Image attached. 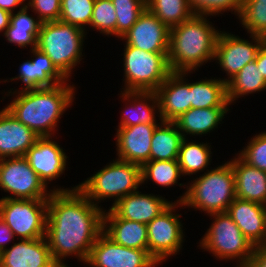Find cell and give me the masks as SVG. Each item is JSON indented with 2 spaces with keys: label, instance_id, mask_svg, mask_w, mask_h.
<instances>
[{
  "label": "cell",
  "instance_id": "cell-16",
  "mask_svg": "<svg viewBox=\"0 0 266 267\" xmlns=\"http://www.w3.org/2000/svg\"><path fill=\"white\" fill-rule=\"evenodd\" d=\"M24 157L46 186L66 168L67 156L60 145L52 141V136L39 137Z\"/></svg>",
  "mask_w": 266,
  "mask_h": 267
},
{
  "label": "cell",
  "instance_id": "cell-23",
  "mask_svg": "<svg viewBox=\"0 0 266 267\" xmlns=\"http://www.w3.org/2000/svg\"><path fill=\"white\" fill-rule=\"evenodd\" d=\"M103 232L119 245L148 249L147 224L119 218L111 209L104 212Z\"/></svg>",
  "mask_w": 266,
  "mask_h": 267
},
{
  "label": "cell",
  "instance_id": "cell-2",
  "mask_svg": "<svg viewBox=\"0 0 266 267\" xmlns=\"http://www.w3.org/2000/svg\"><path fill=\"white\" fill-rule=\"evenodd\" d=\"M66 83L55 87L22 89L5 108L39 137H51L60 116L73 102L74 89Z\"/></svg>",
  "mask_w": 266,
  "mask_h": 267
},
{
  "label": "cell",
  "instance_id": "cell-36",
  "mask_svg": "<svg viewBox=\"0 0 266 267\" xmlns=\"http://www.w3.org/2000/svg\"><path fill=\"white\" fill-rule=\"evenodd\" d=\"M94 3L95 0H61L59 21L85 30L84 26H90Z\"/></svg>",
  "mask_w": 266,
  "mask_h": 267
},
{
  "label": "cell",
  "instance_id": "cell-28",
  "mask_svg": "<svg viewBox=\"0 0 266 267\" xmlns=\"http://www.w3.org/2000/svg\"><path fill=\"white\" fill-rule=\"evenodd\" d=\"M30 8L25 4L21 6L17 13H12L10 16L9 27L4 31V36L9 43L18 45L19 47L32 46L36 48L37 37L39 34L41 21L28 15Z\"/></svg>",
  "mask_w": 266,
  "mask_h": 267
},
{
  "label": "cell",
  "instance_id": "cell-13",
  "mask_svg": "<svg viewBox=\"0 0 266 267\" xmlns=\"http://www.w3.org/2000/svg\"><path fill=\"white\" fill-rule=\"evenodd\" d=\"M254 41L240 39L230 33L221 32L218 35L214 59L218 61L222 70H225L228 82L235 76L247 63L256 59L257 53L262 46L261 38L257 35H250ZM230 76V77H229Z\"/></svg>",
  "mask_w": 266,
  "mask_h": 267
},
{
  "label": "cell",
  "instance_id": "cell-40",
  "mask_svg": "<svg viewBox=\"0 0 266 267\" xmlns=\"http://www.w3.org/2000/svg\"><path fill=\"white\" fill-rule=\"evenodd\" d=\"M28 4V5H27ZM26 6L33 8L37 19L43 22L59 21L61 0H29Z\"/></svg>",
  "mask_w": 266,
  "mask_h": 267
},
{
  "label": "cell",
  "instance_id": "cell-48",
  "mask_svg": "<svg viewBox=\"0 0 266 267\" xmlns=\"http://www.w3.org/2000/svg\"><path fill=\"white\" fill-rule=\"evenodd\" d=\"M261 246L266 247V233H265V239H264L263 243L261 244Z\"/></svg>",
  "mask_w": 266,
  "mask_h": 267
},
{
  "label": "cell",
  "instance_id": "cell-21",
  "mask_svg": "<svg viewBox=\"0 0 266 267\" xmlns=\"http://www.w3.org/2000/svg\"><path fill=\"white\" fill-rule=\"evenodd\" d=\"M227 213L254 246L263 243L266 233L265 205L235 198L229 205Z\"/></svg>",
  "mask_w": 266,
  "mask_h": 267
},
{
  "label": "cell",
  "instance_id": "cell-25",
  "mask_svg": "<svg viewBox=\"0 0 266 267\" xmlns=\"http://www.w3.org/2000/svg\"><path fill=\"white\" fill-rule=\"evenodd\" d=\"M229 110L228 107L190 108L173 122L184 138L188 134H208L218 126Z\"/></svg>",
  "mask_w": 266,
  "mask_h": 267
},
{
  "label": "cell",
  "instance_id": "cell-22",
  "mask_svg": "<svg viewBox=\"0 0 266 267\" xmlns=\"http://www.w3.org/2000/svg\"><path fill=\"white\" fill-rule=\"evenodd\" d=\"M36 59L27 60L20 65L18 77L10 80H21L26 85L23 89L55 87L68 79L56 68L48 55L37 48L32 49Z\"/></svg>",
  "mask_w": 266,
  "mask_h": 267
},
{
  "label": "cell",
  "instance_id": "cell-17",
  "mask_svg": "<svg viewBox=\"0 0 266 267\" xmlns=\"http://www.w3.org/2000/svg\"><path fill=\"white\" fill-rule=\"evenodd\" d=\"M187 73L172 72L155 91L160 121L173 122L191 108L190 83L184 81Z\"/></svg>",
  "mask_w": 266,
  "mask_h": 267
},
{
  "label": "cell",
  "instance_id": "cell-30",
  "mask_svg": "<svg viewBox=\"0 0 266 267\" xmlns=\"http://www.w3.org/2000/svg\"><path fill=\"white\" fill-rule=\"evenodd\" d=\"M229 104L236 98L266 89V80L256 65V61L247 63L226 83Z\"/></svg>",
  "mask_w": 266,
  "mask_h": 267
},
{
  "label": "cell",
  "instance_id": "cell-39",
  "mask_svg": "<svg viewBox=\"0 0 266 267\" xmlns=\"http://www.w3.org/2000/svg\"><path fill=\"white\" fill-rule=\"evenodd\" d=\"M237 155L250 166L266 171V132L252 137L246 148Z\"/></svg>",
  "mask_w": 266,
  "mask_h": 267
},
{
  "label": "cell",
  "instance_id": "cell-6",
  "mask_svg": "<svg viewBox=\"0 0 266 267\" xmlns=\"http://www.w3.org/2000/svg\"><path fill=\"white\" fill-rule=\"evenodd\" d=\"M141 184V166L113 160L109 165L87 178L78 188L95 205L100 200L114 198L116 203L119 199L137 191ZM98 201V202H97Z\"/></svg>",
  "mask_w": 266,
  "mask_h": 267
},
{
  "label": "cell",
  "instance_id": "cell-44",
  "mask_svg": "<svg viewBox=\"0 0 266 267\" xmlns=\"http://www.w3.org/2000/svg\"><path fill=\"white\" fill-rule=\"evenodd\" d=\"M23 2H25V0H0V8L12 14L14 11L13 9L22 5Z\"/></svg>",
  "mask_w": 266,
  "mask_h": 267
},
{
  "label": "cell",
  "instance_id": "cell-9",
  "mask_svg": "<svg viewBox=\"0 0 266 267\" xmlns=\"http://www.w3.org/2000/svg\"><path fill=\"white\" fill-rule=\"evenodd\" d=\"M47 210L48 200L0 199V218L20 240L45 237Z\"/></svg>",
  "mask_w": 266,
  "mask_h": 267
},
{
  "label": "cell",
  "instance_id": "cell-3",
  "mask_svg": "<svg viewBox=\"0 0 266 267\" xmlns=\"http://www.w3.org/2000/svg\"><path fill=\"white\" fill-rule=\"evenodd\" d=\"M192 15L170 28L168 62L172 72H191L214 60L219 31L206 19Z\"/></svg>",
  "mask_w": 266,
  "mask_h": 267
},
{
  "label": "cell",
  "instance_id": "cell-24",
  "mask_svg": "<svg viewBox=\"0 0 266 267\" xmlns=\"http://www.w3.org/2000/svg\"><path fill=\"white\" fill-rule=\"evenodd\" d=\"M230 164L235 174L236 198L266 206V171L250 166L239 156Z\"/></svg>",
  "mask_w": 266,
  "mask_h": 267
},
{
  "label": "cell",
  "instance_id": "cell-42",
  "mask_svg": "<svg viewBox=\"0 0 266 267\" xmlns=\"http://www.w3.org/2000/svg\"><path fill=\"white\" fill-rule=\"evenodd\" d=\"M14 233L0 218V252L6 249V243L14 239Z\"/></svg>",
  "mask_w": 266,
  "mask_h": 267
},
{
  "label": "cell",
  "instance_id": "cell-12",
  "mask_svg": "<svg viewBox=\"0 0 266 267\" xmlns=\"http://www.w3.org/2000/svg\"><path fill=\"white\" fill-rule=\"evenodd\" d=\"M86 263L92 267H155L159 264L148 249L119 245L104 232L96 239Z\"/></svg>",
  "mask_w": 266,
  "mask_h": 267
},
{
  "label": "cell",
  "instance_id": "cell-5",
  "mask_svg": "<svg viewBox=\"0 0 266 267\" xmlns=\"http://www.w3.org/2000/svg\"><path fill=\"white\" fill-rule=\"evenodd\" d=\"M85 31L61 21L41 23L36 48L48 55L56 68L68 79L81 61Z\"/></svg>",
  "mask_w": 266,
  "mask_h": 267
},
{
  "label": "cell",
  "instance_id": "cell-45",
  "mask_svg": "<svg viewBox=\"0 0 266 267\" xmlns=\"http://www.w3.org/2000/svg\"><path fill=\"white\" fill-rule=\"evenodd\" d=\"M10 16L11 14L4 9L0 8V32L6 31L10 24Z\"/></svg>",
  "mask_w": 266,
  "mask_h": 267
},
{
  "label": "cell",
  "instance_id": "cell-31",
  "mask_svg": "<svg viewBox=\"0 0 266 267\" xmlns=\"http://www.w3.org/2000/svg\"><path fill=\"white\" fill-rule=\"evenodd\" d=\"M210 146L207 143L189 142L184 138L180 145L178 163L183 175H193L205 170L211 160Z\"/></svg>",
  "mask_w": 266,
  "mask_h": 267
},
{
  "label": "cell",
  "instance_id": "cell-32",
  "mask_svg": "<svg viewBox=\"0 0 266 267\" xmlns=\"http://www.w3.org/2000/svg\"><path fill=\"white\" fill-rule=\"evenodd\" d=\"M146 7L169 28L183 23L193 15L187 0H146Z\"/></svg>",
  "mask_w": 266,
  "mask_h": 267
},
{
  "label": "cell",
  "instance_id": "cell-27",
  "mask_svg": "<svg viewBox=\"0 0 266 267\" xmlns=\"http://www.w3.org/2000/svg\"><path fill=\"white\" fill-rule=\"evenodd\" d=\"M183 139V135L174 122L161 121L153 132L150 161L178 160Z\"/></svg>",
  "mask_w": 266,
  "mask_h": 267
},
{
  "label": "cell",
  "instance_id": "cell-37",
  "mask_svg": "<svg viewBox=\"0 0 266 267\" xmlns=\"http://www.w3.org/2000/svg\"><path fill=\"white\" fill-rule=\"evenodd\" d=\"M116 11L111 0H95L90 26L104 35H116Z\"/></svg>",
  "mask_w": 266,
  "mask_h": 267
},
{
  "label": "cell",
  "instance_id": "cell-15",
  "mask_svg": "<svg viewBox=\"0 0 266 267\" xmlns=\"http://www.w3.org/2000/svg\"><path fill=\"white\" fill-rule=\"evenodd\" d=\"M157 123H141L118 127L116 146L118 159L142 166L150 161L153 132Z\"/></svg>",
  "mask_w": 266,
  "mask_h": 267
},
{
  "label": "cell",
  "instance_id": "cell-20",
  "mask_svg": "<svg viewBox=\"0 0 266 267\" xmlns=\"http://www.w3.org/2000/svg\"><path fill=\"white\" fill-rule=\"evenodd\" d=\"M53 262L45 237L21 239L0 252L1 267H49Z\"/></svg>",
  "mask_w": 266,
  "mask_h": 267
},
{
  "label": "cell",
  "instance_id": "cell-7",
  "mask_svg": "<svg viewBox=\"0 0 266 267\" xmlns=\"http://www.w3.org/2000/svg\"><path fill=\"white\" fill-rule=\"evenodd\" d=\"M210 216L215 221L202 238L200 247L221 260L237 258V267H247L255 246L243 235L227 212L213 213Z\"/></svg>",
  "mask_w": 266,
  "mask_h": 267
},
{
  "label": "cell",
  "instance_id": "cell-4",
  "mask_svg": "<svg viewBox=\"0 0 266 267\" xmlns=\"http://www.w3.org/2000/svg\"><path fill=\"white\" fill-rule=\"evenodd\" d=\"M192 183L187 186L183 196L176 200L181 206L198 208L210 215L227 212L236 198L235 174L230 161L208 170Z\"/></svg>",
  "mask_w": 266,
  "mask_h": 267
},
{
  "label": "cell",
  "instance_id": "cell-29",
  "mask_svg": "<svg viewBox=\"0 0 266 267\" xmlns=\"http://www.w3.org/2000/svg\"><path fill=\"white\" fill-rule=\"evenodd\" d=\"M190 101L191 108L227 107L226 82L214 78L190 83Z\"/></svg>",
  "mask_w": 266,
  "mask_h": 267
},
{
  "label": "cell",
  "instance_id": "cell-33",
  "mask_svg": "<svg viewBox=\"0 0 266 267\" xmlns=\"http://www.w3.org/2000/svg\"><path fill=\"white\" fill-rule=\"evenodd\" d=\"M181 175L178 160H153L141 166V184L151 179L160 186L169 187L177 184Z\"/></svg>",
  "mask_w": 266,
  "mask_h": 267
},
{
  "label": "cell",
  "instance_id": "cell-41",
  "mask_svg": "<svg viewBox=\"0 0 266 267\" xmlns=\"http://www.w3.org/2000/svg\"><path fill=\"white\" fill-rule=\"evenodd\" d=\"M247 267H266V247L255 246L254 254Z\"/></svg>",
  "mask_w": 266,
  "mask_h": 267
},
{
  "label": "cell",
  "instance_id": "cell-43",
  "mask_svg": "<svg viewBox=\"0 0 266 267\" xmlns=\"http://www.w3.org/2000/svg\"><path fill=\"white\" fill-rule=\"evenodd\" d=\"M256 65L266 80V49L261 46L256 56Z\"/></svg>",
  "mask_w": 266,
  "mask_h": 267
},
{
  "label": "cell",
  "instance_id": "cell-11",
  "mask_svg": "<svg viewBox=\"0 0 266 267\" xmlns=\"http://www.w3.org/2000/svg\"><path fill=\"white\" fill-rule=\"evenodd\" d=\"M178 205L181 203L173 202L166 211L147 224L148 252L159 264L168 256L176 255L182 247L183 226L180 215L173 214Z\"/></svg>",
  "mask_w": 266,
  "mask_h": 267
},
{
  "label": "cell",
  "instance_id": "cell-14",
  "mask_svg": "<svg viewBox=\"0 0 266 267\" xmlns=\"http://www.w3.org/2000/svg\"><path fill=\"white\" fill-rule=\"evenodd\" d=\"M121 38L129 46L146 52L168 53L170 28L146 8Z\"/></svg>",
  "mask_w": 266,
  "mask_h": 267
},
{
  "label": "cell",
  "instance_id": "cell-34",
  "mask_svg": "<svg viewBox=\"0 0 266 267\" xmlns=\"http://www.w3.org/2000/svg\"><path fill=\"white\" fill-rule=\"evenodd\" d=\"M116 11V36L121 38L146 10V0H111Z\"/></svg>",
  "mask_w": 266,
  "mask_h": 267
},
{
  "label": "cell",
  "instance_id": "cell-1",
  "mask_svg": "<svg viewBox=\"0 0 266 267\" xmlns=\"http://www.w3.org/2000/svg\"><path fill=\"white\" fill-rule=\"evenodd\" d=\"M45 238L54 261L74 254L85 264L96 239L103 232V208L78 188L50 190Z\"/></svg>",
  "mask_w": 266,
  "mask_h": 267
},
{
  "label": "cell",
  "instance_id": "cell-47",
  "mask_svg": "<svg viewBox=\"0 0 266 267\" xmlns=\"http://www.w3.org/2000/svg\"><path fill=\"white\" fill-rule=\"evenodd\" d=\"M261 42H262V47L266 49V32H264L261 36Z\"/></svg>",
  "mask_w": 266,
  "mask_h": 267
},
{
  "label": "cell",
  "instance_id": "cell-8",
  "mask_svg": "<svg viewBox=\"0 0 266 267\" xmlns=\"http://www.w3.org/2000/svg\"><path fill=\"white\" fill-rule=\"evenodd\" d=\"M124 91H156L172 73L168 53L146 52L125 44Z\"/></svg>",
  "mask_w": 266,
  "mask_h": 267
},
{
  "label": "cell",
  "instance_id": "cell-35",
  "mask_svg": "<svg viewBox=\"0 0 266 267\" xmlns=\"http://www.w3.org/2000/svg\"><path fill=\"white\" fill-rule=\"evenodd\" d=\"M238 17L247 33L261 36L266 32V0H243Z\"/></svg>",
  "mask_w": 266,
  "mask_h": 267
},
{
  "label": "cell",
  "instance_id": "cell-10",
  "mask_svg": "<svg viewBox=\"0 0 266 267\" xmlns=\"http://www.w3.org/2000/svg\"><path fill=\"white\" fill-rule=\"evenodd\" d=\"M0 188L12 193L1 199L48 200L51 194L24 156L0 159Z\"/></svg>",
  "mask_w": 266,
  "mask_h": 267
},
{
  "label": "cell",
  "instance_id": "cell-18",
  "mask_svg": "<svg viewBox=\"0 0 266 267\" xmlns=\"http://www.w3.org/2000/svg\"><path fill=\"white\" fill-rule=\"evenodd\" d=\"M173 202L166 201L162 196L141 194L136 191L119 199L110 208L119 218L148 224L155 217L166 211Z\"/></svg>",
  "mask_w": 266,
  "mask_h": 267
},
{
  "label": "cell",
  "instance_id": "cell-46",
  "mask_svg": "<svg viewBox=\"0 0 266 267\" xmlns=\"http://www.w3.org/2000/svg\"><path fill=\"white\" fill-rule=\"evenodd\" d=\"M49 267H69L63 261H54Z\"/></svg>",
  "mask_w": 266,
  "mask_h": 267
},
{
  "label": "cell",
  "instance_id": "cell-19",
  "mask_svg": "<svg viewBox=\"0 0 266 267\" xmlns=\"http://www.w3.org/2000/svg\"><path fill=\"white\" fill-rule=\"evenodd\" d=\"M38 138L5 107L0 111V159L24 156Z\"/></svg>",
  "mask_w": 266,
  "mask_h": 267
},
{
  "label": "cell",
  "instance_id": "cell-26",
  "mask_svg": "<svg viewBox=\"0 0 266 267\" xmlns=\"http://www.w3.org/2000/svg\"><path fill=\"white\" fill-rule=\"evenodd\" d=\"M121 97L124 101L127 100L129 102L132 100L133 105L122 113L123 116L118 127H129L141 123H156L154 114L159 110V101L155 91H123ZM150 101L151 105H149Z\"/></svg>",
  "mask_w": 266,
  "mask_h": 267
},
{
  "label": "cell",
  "instance_id": "cell-38",
  "mask_svg": "<svg viewBox=\"0 0 266 267\" xmlns=\"http://www.w3.org/2000/svg\"><path fill=\"white\" fill-rule=\"evenodd\" d=\"M189 8L194 15H217L223 11L231 10L240 15L243 0H187Z\"/></svg>",
  "mask_w": 266,
  "mask_h": 267
}]
</instances>
